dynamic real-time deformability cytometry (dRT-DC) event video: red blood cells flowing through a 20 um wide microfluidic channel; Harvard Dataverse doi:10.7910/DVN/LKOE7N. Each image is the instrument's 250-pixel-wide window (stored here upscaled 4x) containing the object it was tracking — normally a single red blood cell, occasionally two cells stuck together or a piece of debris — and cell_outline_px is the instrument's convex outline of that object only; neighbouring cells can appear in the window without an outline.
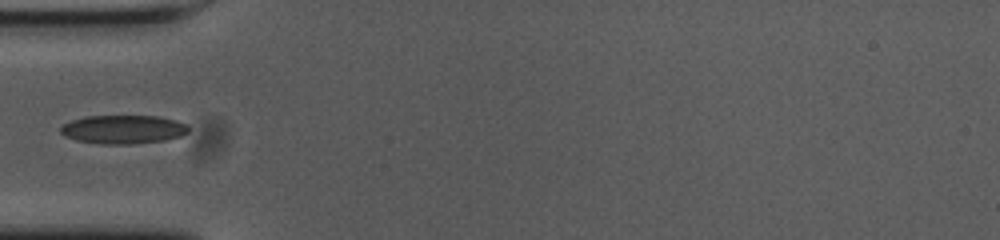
{"species": "common noctule bat (a hibernating species)", "species_latin": "Nyctalus noctula", "temperature_condition": "cold", "stored_images_in_passage": 37, "camera_frame_rate_fps": 3000, "um_per_image_px": 0.085, "animal": {"sex": "female", "body_mass_g": 23.0, "forearm_length_mm": 53.4}, "frame": {"image": 1, "passage_image": 1, "time_ms": 0.0, "image_size_px": [1000, 240], "cell_outline_px": [[188, 132], [180, 136], [164, 140], [132, 144], [104, 144], [76, 140], [64, 136], [60, 132], [60, 128], [64, 124], [72, 120], [88, 116], [156, 116], [176, 120], [184, 124], [188, 128]], "centroid_in_image_um": [10.45, 11.0], "position_along_channel_um": 74.6, "area_um2": 21.15}}